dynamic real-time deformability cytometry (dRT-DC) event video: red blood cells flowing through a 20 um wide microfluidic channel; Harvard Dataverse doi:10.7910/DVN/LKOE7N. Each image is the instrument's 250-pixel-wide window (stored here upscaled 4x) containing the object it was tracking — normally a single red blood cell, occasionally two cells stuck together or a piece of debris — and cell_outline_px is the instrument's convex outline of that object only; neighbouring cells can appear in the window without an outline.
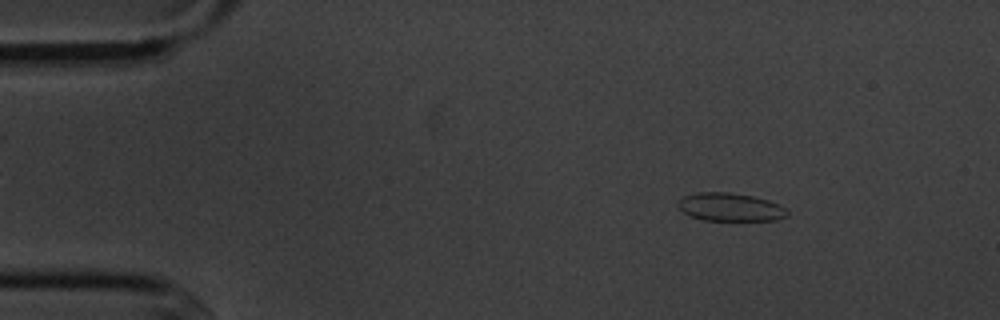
{"species": "common noctule bat (a hibernating species)", "species_latin": "Nyctalus noctula", "temperature_condition": "cold", "stored_images_in_passage": 3, "camera_frame_rate_fps": 3000, "um_per_image_px": 0.085, "animal": {"sex": "male", "body_mass_g": 20.1, "forearm_length_mm": 53.5}, "frame": {"image": 1, "passage_image": 1, "time_ms": 0.0, "image_size_px": [1000, 320], "cell_outline_px": [[788, 216], [776, 220], [704, 220], [688, 216], [676, 204], [684, 196], [696, 192], [728, 192], [752, 196], [768, 200], [780, 204], [788, 208]], "centroid_in_image_um": [62.09, 17.6], "position_along_channel_um": 22.9, "area_um2": 18.03}}